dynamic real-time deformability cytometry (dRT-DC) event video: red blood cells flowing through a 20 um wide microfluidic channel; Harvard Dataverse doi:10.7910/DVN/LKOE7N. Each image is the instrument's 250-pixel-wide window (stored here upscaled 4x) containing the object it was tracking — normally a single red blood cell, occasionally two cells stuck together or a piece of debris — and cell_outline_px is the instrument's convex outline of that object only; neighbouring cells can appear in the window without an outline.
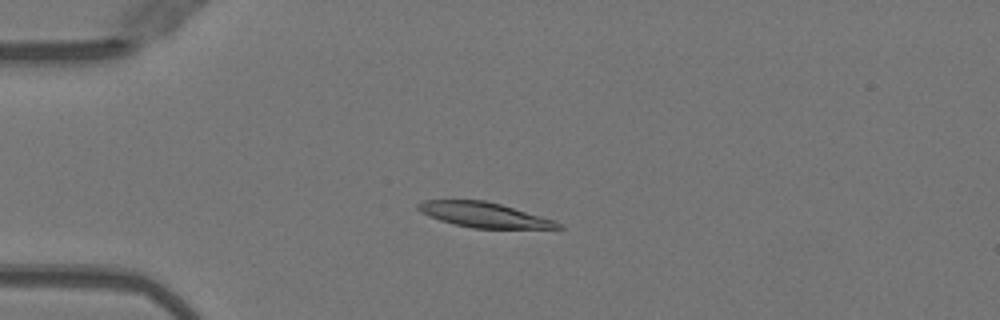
{"species": "Egyptian fruit bat (a non-hibernating species)", "species_latin": "Rousettus aegyptiacus", "temperature_condition": "warm", "stored_images_in_passage": 18, "camera_frame_rate_fps": 3000, "um_per_image_px": 0.085, "animal": {"sex": "female"}, "frame": {"image": 1, "passage_image": 12, "time_ms": 3.667, "image_size_px": [1000, 320], "cell_outline_px": [[564, 228], [472, 228], [440, 220], [428, 216], [420, 212], [416, 208], [416, 204], [424, 200], [484, 200], [500, 204], [556, 220]], "centroid_in_image_um": [41.11, 18.25], "position_along_channel_um": 43.9, "area_um2": 20.23}}
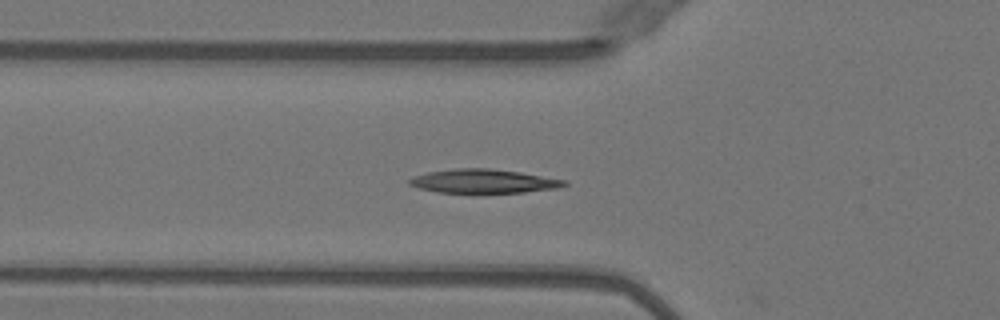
{"frame": {"image": 2, "passage_image": 17, "time_ms": 5.333, "image_size_px": [1000, 320], "cell_outline_px": [[568, 184], [556, 188], [524, 192], [436, 192], [420, 188], [408, 184], [408, 180], [412, 176], [428, 172], [456, 168], [488, 168], [520, 172], [568, 180]], "centroid_in_image_um": [41.09, 15.39], "position_along_channel_um": 84.7, "area_um2": 21.39}}